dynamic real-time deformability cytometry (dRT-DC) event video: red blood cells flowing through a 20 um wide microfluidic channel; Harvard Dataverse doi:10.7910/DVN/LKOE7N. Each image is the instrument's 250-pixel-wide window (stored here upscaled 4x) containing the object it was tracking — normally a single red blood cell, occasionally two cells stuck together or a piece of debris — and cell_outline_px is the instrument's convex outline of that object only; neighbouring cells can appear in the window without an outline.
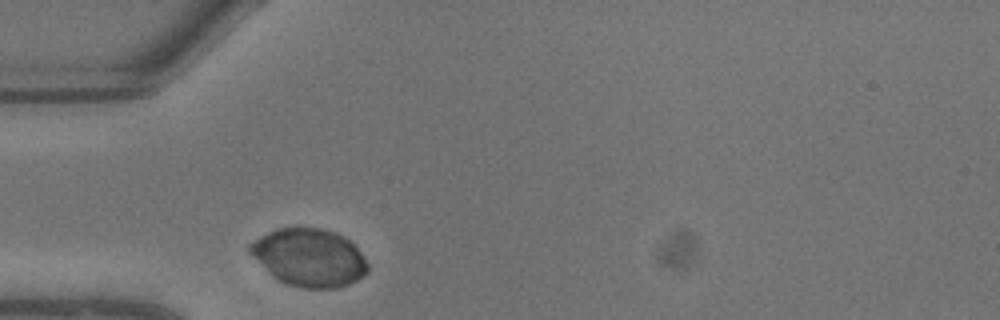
{"species": "common noctule bat (a hibernating species)", "species_latin": "Nyctalus noctula", "temperature_condition": "warm", "stored_images_in_passage": 1, "camera_frame_rate_fps": 3000, "um_per_image_px": 0.085, "animal": {"sex": "male", "body_mass_g": 13.3}, "frame": {"image": 1, "passage_image": 1, "time_ms": 0.0, "image_size_px": [1000, 320], "cell_outline_px": [[368, 272], [364, 276], [348, 284], [336, 288], [304, 288], [288, 284], [280, 280], [248, 252], [248, 244], [260, 236], [276, 228], [320, 228], [336, 232], [344, 236], [360, 252], [368, 264]], "centroid_in_image_um": [26.3, 21.88], "position_along_channel_um": 58.7, "area_um2": 39.19}}